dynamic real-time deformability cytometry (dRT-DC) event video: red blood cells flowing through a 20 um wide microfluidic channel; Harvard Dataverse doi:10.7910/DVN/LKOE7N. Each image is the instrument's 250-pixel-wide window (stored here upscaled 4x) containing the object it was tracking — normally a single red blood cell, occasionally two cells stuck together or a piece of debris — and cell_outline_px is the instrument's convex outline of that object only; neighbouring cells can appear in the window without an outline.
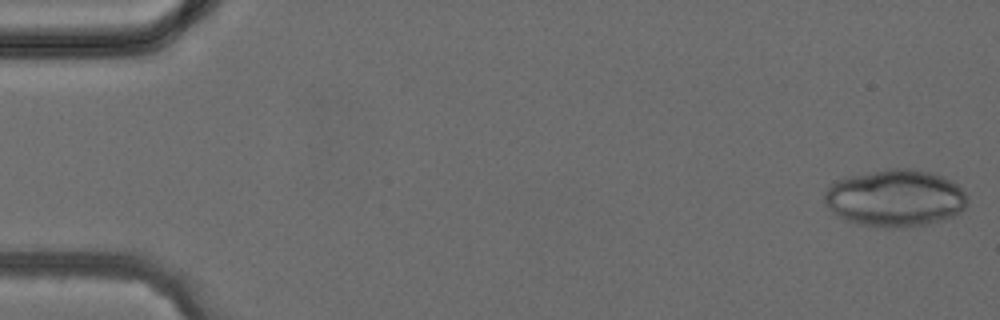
{"species": "common noctule bat (a hibernating species)", "species_latin": "Nyctalus noctula", "temperature_condition": "cold", "stored_images_in_passage": 40, "camera_frame_rate_fps": 3000, "um_per_image_px": 0.085, "animal": {"sex": "female", "body_mass_g": 24.6, "forearm_length_mm": 56.2}, "frame": {"image": 1, "passage_image": 1, "time_ms": 0.0, "image_size_px": [1000, 320], "cell_outline_px": [[968, 200], [964, 208], [960, 212], [952, 216], [920, 224], [900, 228], [860, 224], [844, 220], [836, 216], [824, 204], [824, 192], [832, 180], [848, 176], [888, 168], [908, 168], [932, 172], [956, 184], [968, 196]], "centroid_in_image_um": [76.01, 16.81], "position_along_channel_um": 9.0, "area_um2": 47.51}}